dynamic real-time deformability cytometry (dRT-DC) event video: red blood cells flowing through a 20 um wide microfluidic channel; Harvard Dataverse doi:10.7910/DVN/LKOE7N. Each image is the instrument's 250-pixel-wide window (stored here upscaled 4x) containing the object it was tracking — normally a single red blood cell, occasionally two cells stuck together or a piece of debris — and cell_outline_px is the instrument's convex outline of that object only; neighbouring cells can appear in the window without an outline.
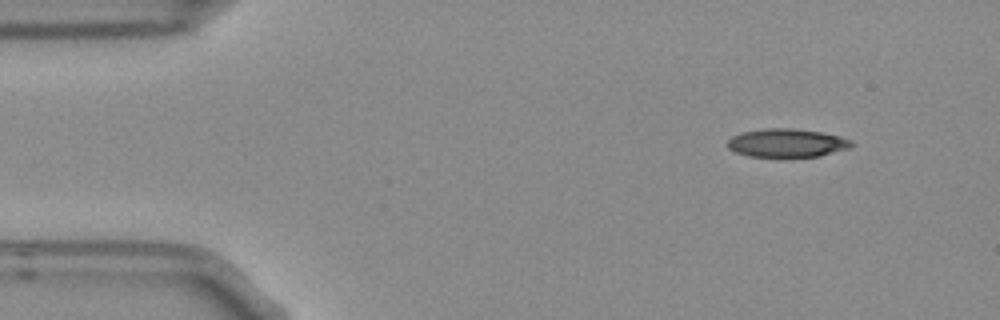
{"species": "Egyptian fruit bat (a non-hibernating species)", "species_latin": "Rousettus aegyptiacus", "temperature_condition": "room temperature", "stored_images_in_passage": 5, "camera_frame_rate_fps": 3000, "um_per_image_px": 0.085, "frame": {"image": 1, "passage_image": 1, "time_ms": 0.0, "image_size_px": [1000, 320], "cell_outline_px": [[856, 144], [848, 148], [820, 156], [748, 156], [736, 152], [728, 148], [728, 140], [732, 136], [744, 132], [764, 128], [792, 128], [820, 132], [840, 136], [852, 140]], "centroid_in_image_um": [66.91, 12.14], "position_along_channel_um": 18.1, "area_um2": 20.35}}
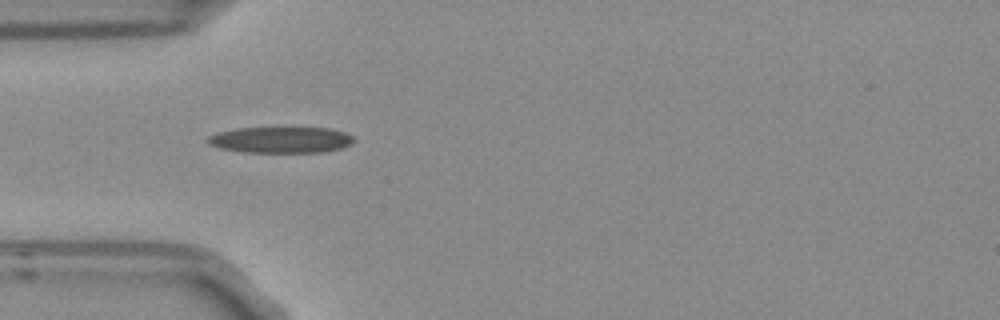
{"frame": {"image": 2, "passage_image": 4, "time_ms": 1.0, "image_size_px": [1000, 320], "cell_outline_px": [[356, 140], [340, 148], [324, 152], [244, 152], [220, 148], [208, 144], [204, 140], [208, 136], [220, 132], [236, 128], [328, 128], [344, 132], [352, 136]], "centroid_in_image_um": [23.83, 11.89], "position_along_channel_um": 61.2, "area_um2": 22.14}}
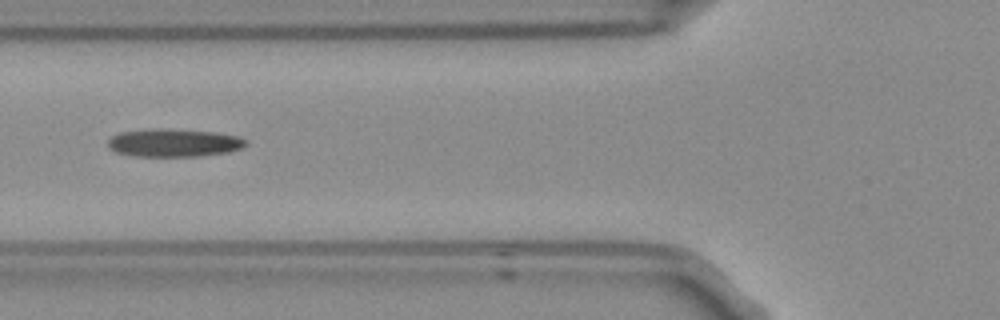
{"frame": {"image": 3, "passage_image": 5, "time_ms": 1.333, "image_size_px": [1000, 320], "cell_outline_px": [[248, 144], [240, 148], [228, 152], [200, 156], [136, 156], [116, 152], [108, 148], [108, 140], [112, 136], [120, 132], [156, 128], [160, 128], [212, 132], [236, 136], [248, 140]], "centroid_in_image_um": [14.76, 12.14], "position_along_channel_um": 111.0, "area_um2": 22.37}}